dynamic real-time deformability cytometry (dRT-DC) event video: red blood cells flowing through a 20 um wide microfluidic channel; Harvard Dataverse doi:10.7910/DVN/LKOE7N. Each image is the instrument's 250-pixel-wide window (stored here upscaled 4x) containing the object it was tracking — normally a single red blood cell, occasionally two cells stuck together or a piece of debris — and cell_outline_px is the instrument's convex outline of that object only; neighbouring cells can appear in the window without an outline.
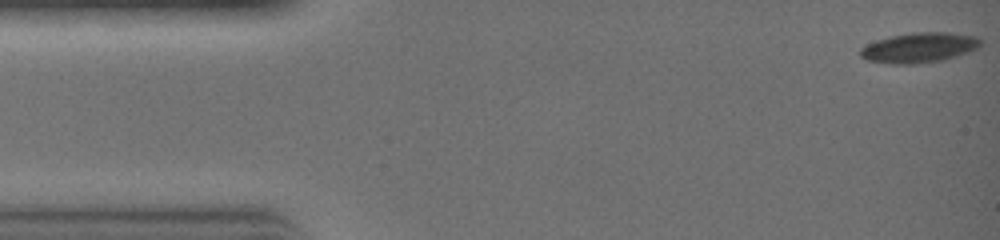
{"species": "common noctule bat (a hibernating species)", "species_latin": "Nyctalus noctula", "temperature_condition": "warm", "stored_images_in_passage": 31, "camera_frame_rate_fps": 3000, "um_per_image_px": 0.085, "animal": {"sex": "female", "body_mass_g": 19.0, "forearm_length_mm": 51.5}, "frame": {"image": 1, "passage_image": 1, "time_ms": 0.0, "image_size_px": [1000, 240], "cell_outline_px": [[980, 44], [976, 48], [940, 60], [912, 64], [900, 64], [868, 60], [860, 56], [860, 48], [868, 44], [892, 36], [912, 32], [944, 32], [972, 36], [980, 40]], "centroid_in_image_um": [78.07, 4.04], "position_along_channel_um": 6.9, "area_um2": 20.17}}
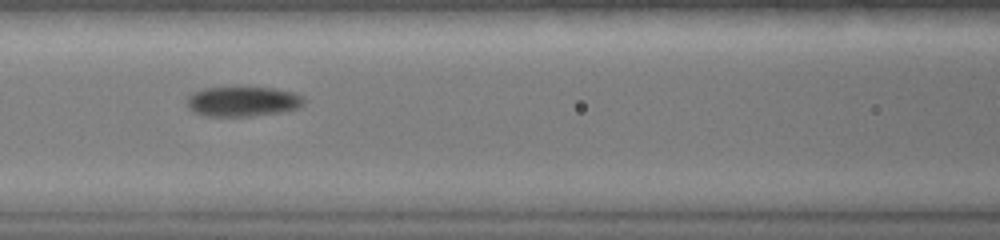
{"frame": {"image": 2, "passage_image": 13, "time_ms": 4.0, "image_size_px": [1000, 240], "cell_outline_px": [[304, 104], [300, 108], [284, 112], [252, 116], [204, 116], [192, 112], [188, 108], [188, 96], [192, 92], [204, 88], [236, 84], [276, 88], [296, 92], [304, 96]], "centroid_in_image_um": [20.66, 8.57], "position_along_channel_um": 145.9, "area_um2": 21.73}}
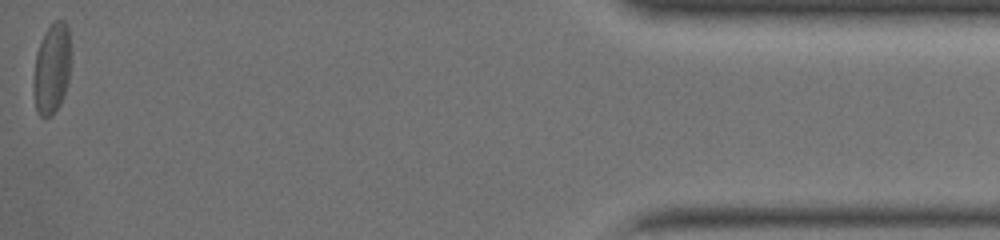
{"frame": {"image": 3, "passage_image": 31, "time_ms": 10.0, "image_size_px": [1000, 240], "cell_outline_px": [[68, 80], [60, 104], [48, 116], [40, 116], [36, 112], [36, 52], [52, 20], [64, 20], [68, 28]], "centroid_in_image_um": [4.42, 5.78], "position_along_channel_um": 430.8, "area_um2": 18.26}}